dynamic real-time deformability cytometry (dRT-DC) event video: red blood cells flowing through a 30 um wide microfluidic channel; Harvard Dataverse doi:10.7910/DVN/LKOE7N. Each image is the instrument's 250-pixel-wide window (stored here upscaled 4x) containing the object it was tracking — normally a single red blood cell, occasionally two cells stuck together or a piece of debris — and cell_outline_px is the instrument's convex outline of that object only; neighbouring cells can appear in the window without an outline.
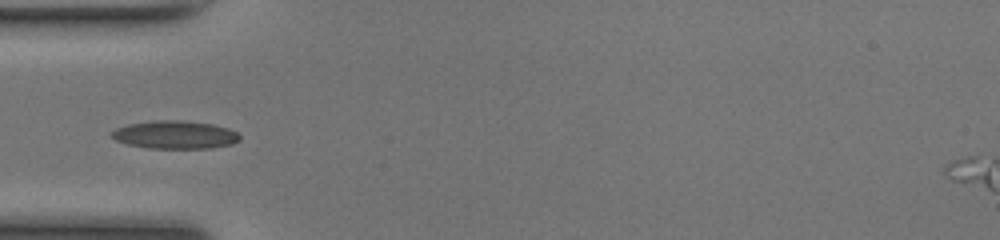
{"species": "common noctule bat (a hibernating species)", "species_latin": "Nyctalus noctula", "temperature_condition": "room temperature", "stored_images_in_passage": 34, "camera_frame_rate_fps": 3000, "um_per_image_px": 0.085, "animal": {"sex": "female", "body_mass_g": 17.0, "forearm_length_mm": 48.0}, "frame": {"image": 1, "passage_image": 2, "time_ms": 0.333, "image_size_px": [1000, 240], "cell_outline_px": [[240, 140], [232, 144], [208, 148], [148, 148], [128, 144], [116, 140], [112, 136], [112, 132], [116, 128], [128, 124], [156, 120], [184, 120], [212, 124], [228, 128], [236, 132], [240, 136]], "centroid_in_image_um": [14.89, 11.45], "position_along_channel_um": 70.1, "area_um2": 20.81}}
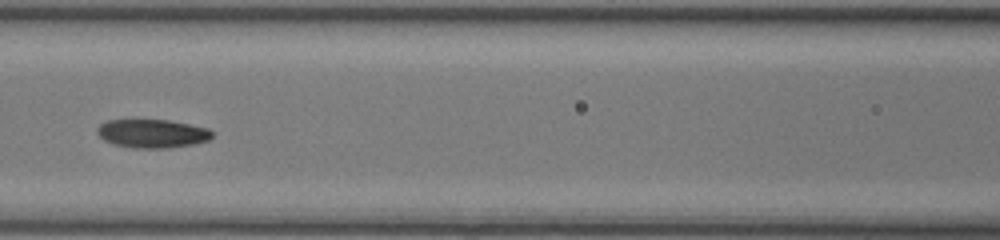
{"frame": {"image": 2, "passage_image": 8, "time_ms": 2.333, "image_size_px": [1000, 240], "cell_outline_px": [[212, 136], [208, 140], [196, 144], [168, 148], [136, 148], [112, 144], [104, 140], [96, 132], [96, 128], [100, 124], [108, 120], [168, 120], [208, 128], [212, 132]], "centroid_in_image_um": [12.93, 11.35], "position_along_channel_um": 153.7, "area_um2": 19.13}}
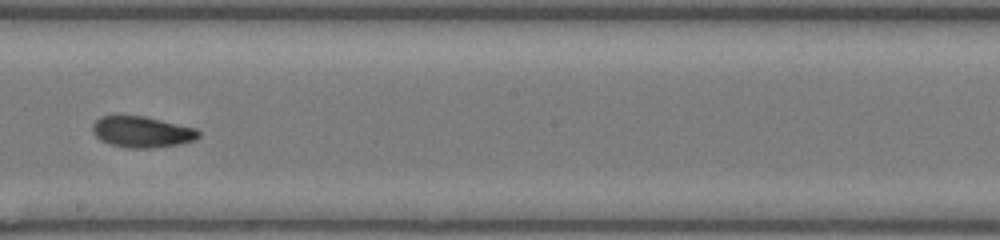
{"frame": {"image": 3, "passage_image": 14, "time_ms": 4.333, "image_size_px": [1000, 240], "cell_outline_px": [[200, 136], [196, 140], [180, 144], [148, 148], [124, 148], [108, 144], [100, 140], [92, 132], [92, 124], [100, 116], [144, 116], [196, 128], [200, 132]], "centroid_in_image_um": [12.05, 11.22], "position_along_channel_um": 236.1, "area_um2": 19.36}}